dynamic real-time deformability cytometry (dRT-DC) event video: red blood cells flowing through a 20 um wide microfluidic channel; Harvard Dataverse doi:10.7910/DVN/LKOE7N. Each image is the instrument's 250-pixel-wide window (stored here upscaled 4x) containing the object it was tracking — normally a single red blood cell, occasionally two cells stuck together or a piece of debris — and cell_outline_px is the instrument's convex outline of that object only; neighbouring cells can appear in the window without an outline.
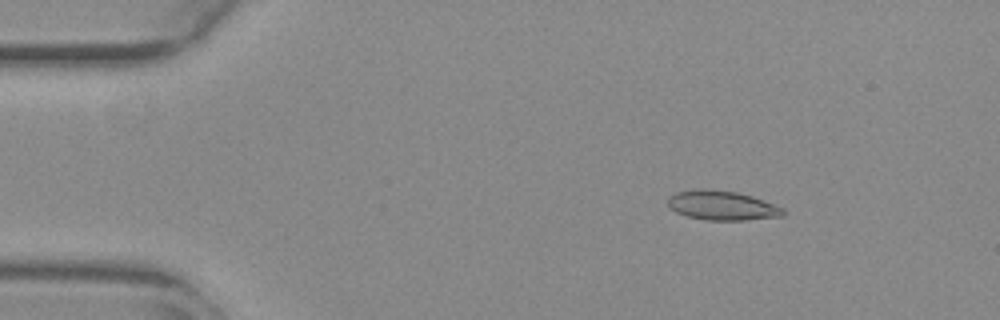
{"species": "common noctule bat (a hibernating species)", "species_latin": "Nyctalus noctula", "temperature_condition": "warm", "stored_images_in_passage": 54, "camera_frame_rate_fps": 3000, "um_per_image_px": 0.085, "animal": {"sex": "female", "body_mass_g": 29.2, "forearm_length_mm": 56.3}, "frame": {"image": 1, "passage_image": 8, "time_ms": 2.333, "image_size_px": [1000, 320], "cell_outline_px": [[784, 216], [744, 220], [704, 220], [688, 216], [676, 212], [668, 208], [668, 196], [676, 192], [692, 188], [708, 188], [736, 192], [752, 196], [764, 200], [784, 208]], "centroid_in_image_um": [61.33, 17.45], "position_along_channel_um": 23.7, "area_um2": 20.06}}
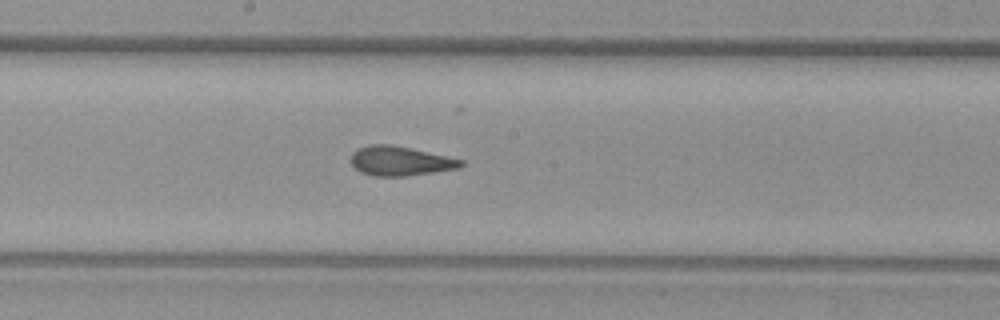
{"frame": {"image": 2, "passage_image": 29, "time_ms": 9.333, "image_size_px": [1000, 320], "cell_outline_px": [[464, 164], [460, 168], [408, 176], [372, 176], [360, 172], [348, 160], [352, 152], [368, 144], [392, 144], [464, 160]], "centroid_in_image_um": [33.99, 13.69], "position_along_channel_um": 214.2, "area_um2": 19.02}}
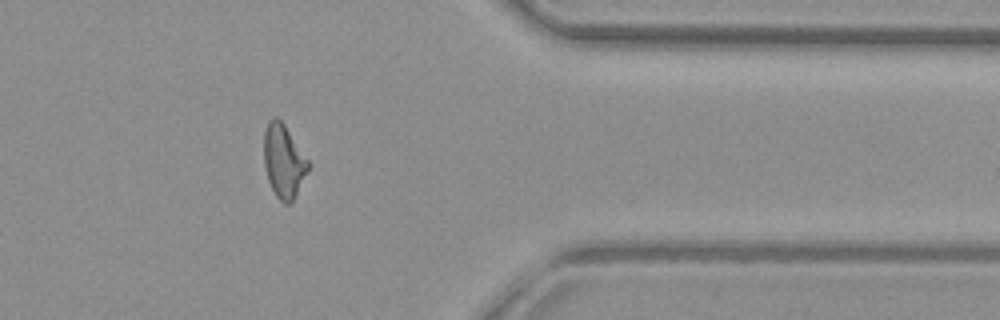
{"frame": {"image": 3, "passage_image": 44, "time_ms": 14.333, "image_size_px": [1000, 320], "cell_outline_px": [[308, 168], [292, 200], [288, 204], [284, 204], [276, 196], [268, 180], [264, 164], [264, 132], [268, 120], [272, 116], [276, 116], [284, 124], [308, 160]], "centroid_in_image_um": [24.06, 13.64], "position_along_channel_um": 387.3, "area_um2": 18.44}, "authors_computed_cell_mechanics": {"area_um2": 19.1607, "velocity_mm_per_s": 3.8355, "shape_relaxation_time_tau1_ms": 10.3738, "shape_relaxation_time_tau2_ms": 1.4452, "deformation_change_tau1": 0.2561, "deformation_change_tau2": 0.1033}}